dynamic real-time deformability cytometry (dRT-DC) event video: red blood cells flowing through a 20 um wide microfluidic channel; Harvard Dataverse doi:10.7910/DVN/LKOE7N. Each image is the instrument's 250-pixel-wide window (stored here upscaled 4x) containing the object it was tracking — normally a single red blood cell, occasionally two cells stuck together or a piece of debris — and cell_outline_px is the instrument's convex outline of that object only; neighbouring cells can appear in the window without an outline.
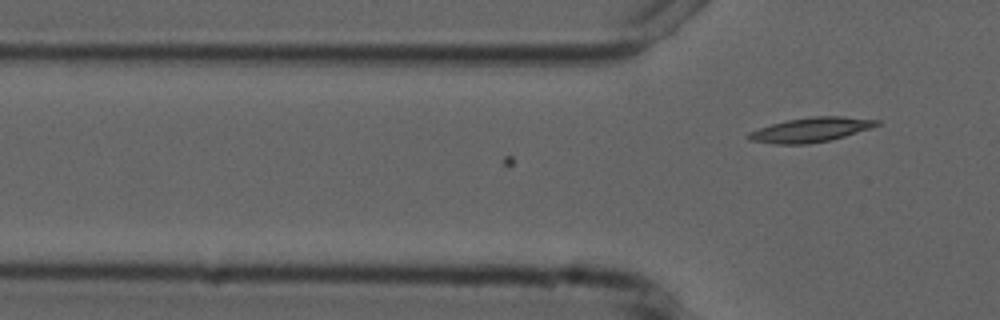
{"species": "common noctule bat (a hibernating species)", "species_latin": "Nyctalus noctula", "temperature_condition": "cold", "stored_images_in_passage": 2, "camera_frame_rate_fps": 3000, "um_per_image_px": 0.085, "animal": {"sex": "male", "forearm_length_mm": 52.5}, "frame": {"image": 1, "passage_image": 2, "time_ms": 0.333, "image_size_px": [1000, 320], "cell_outline_px": [[880, 124], [872, 128], [844, 136], [828, 140], [808, 144], [772, 144], [748, 140], [744, 136], [748, 132], [772, 124], [788, 120], [812, 116], [844, 116], [880, 120]], "centroid_in_image_um": [68.9, 11.03], "position_along_channel_um": 56.9, "area_um2": 18.38}}